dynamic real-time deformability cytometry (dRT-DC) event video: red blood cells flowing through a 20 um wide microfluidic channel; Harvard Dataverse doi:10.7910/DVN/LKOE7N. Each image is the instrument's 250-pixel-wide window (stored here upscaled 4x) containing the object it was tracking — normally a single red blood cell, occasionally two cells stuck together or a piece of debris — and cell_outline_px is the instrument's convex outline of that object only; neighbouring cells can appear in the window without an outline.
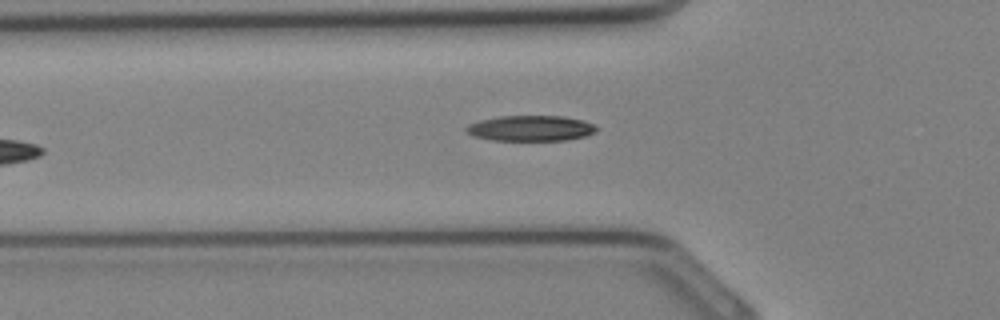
{"species": "Egyptian fruit bat (a non-hibernating species)", "species_latin": "Rousettus aegyptiacus", "temperature_condition": "cold", "stored_images_in_passage": 8, "camera_frame_rate_fps": 3000, "um_per_image_px": 0.085, "animal": {"sex": "female"}, "frame": {"image": 1, "passage_image": 5, "time_ms": 1.333, "image_size_px": [1000, 320], "cell_outline_px": [[600, 128], [596, 132], [588, 136], [568, 140], [492, 140], [472, 136], [464, 132], [464, 128], [468, 124], [480, 120], [500, 116], [560, 116], [584, 120]], "centroid_in_image_um": [45.11, 10.91], "position_along_channel_um": 80.7, "area_um2": 19.65}}
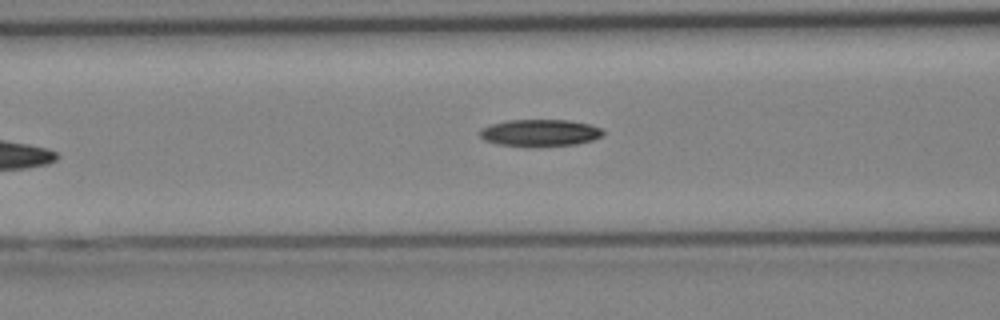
{"frame": {"image": 2, "passage_image": 7, "time_ms": 2.0, "image_size_px": [1000, 320], "cell_outline_px": [[604, 132], [600, 136], [592, 140], [576, 144], [536, 148], [528, 148], [496, 144], [484, 140], [480, 136], [480, 128], [492, 124], [508, 120], [568, 120], [588, 124], [600, 128]], "centroid_in_image_um": [45.84, 11.32], "position_along_channel_um": 120.8, "area_um2": 19.71}}